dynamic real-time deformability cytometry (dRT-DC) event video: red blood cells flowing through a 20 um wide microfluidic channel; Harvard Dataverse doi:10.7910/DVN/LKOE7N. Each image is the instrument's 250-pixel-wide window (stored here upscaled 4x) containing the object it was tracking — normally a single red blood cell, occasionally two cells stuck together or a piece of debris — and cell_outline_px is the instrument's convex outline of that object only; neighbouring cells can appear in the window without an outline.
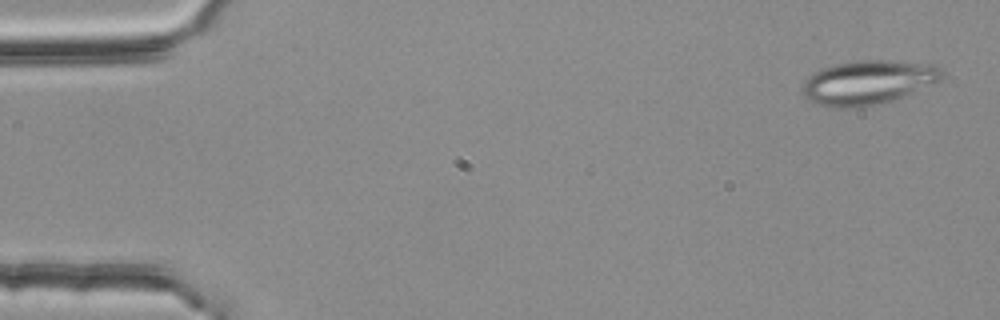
{"species": "common noctule bat (a hibernating species)", "species_latin": "Nyctalus noctula", "temperature_condition": "room temperature", "stored_images_in_passage": 5, "camera_frame_rate_fps": 3000, "um_per_image_px": 0.085, "animal": {"sex": "female", "body_mass_g": 25.1}, "frame": {"image": 1, "passage_image": 1, "time_ms": 0.0, "image_size_px": [1000, 320], "cell_outline_px": [[944, 76], [940, 80], [892, 100], [880, 104], [852, 108], [840, 108], [820, 104], [808, 100], [804, 96], [804, 80], [808, 76], [824, 68], [836, 64], [856, 60], [888, 60], [936, 64], [944, 72]], "centroid_in_image_um": [73.81, 6.99], "position_along_channel_um": 11.2, "area_um2": 35.55}}